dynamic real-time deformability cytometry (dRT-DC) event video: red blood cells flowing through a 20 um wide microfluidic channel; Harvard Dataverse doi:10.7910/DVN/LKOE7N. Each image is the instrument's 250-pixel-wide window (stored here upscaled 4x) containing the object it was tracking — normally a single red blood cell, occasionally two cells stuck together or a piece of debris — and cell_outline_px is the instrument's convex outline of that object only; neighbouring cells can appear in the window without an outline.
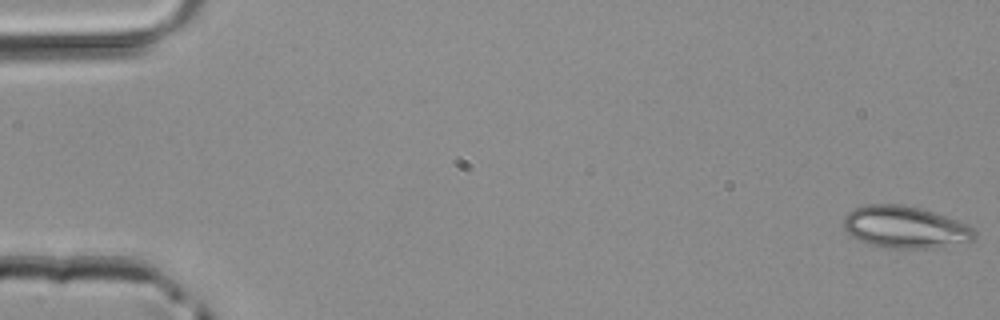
{"species": "common noctule bat (a hibernating species)", "species_latin": "Nyctalus noctula", "temperature_condition": "room temperature", "stored_images_in_passage": 47, "camera_frame_rate_fps": 3000, "um_per_image_px": 0.085, "animal": {"sex": "male", "body_mass_g": 20.4}, "frame": {"image": 1, "passage_image": 1, "time_ms": 0.0, "image_size_px": [1000, 320], "cell_outline_px": [[976, 240], [932, 248], [884, 248], [860, 240], [852, 236], [844, 228], [844, 216], [848, 212], [856, 208], [868, 204], [904, 204], [920, 208], [968, 224], [976, 232]], "centroid_in_image_um": [76.95, 19.31], "position_along_channel_um": 8.1, "area_um2": 31.91}}
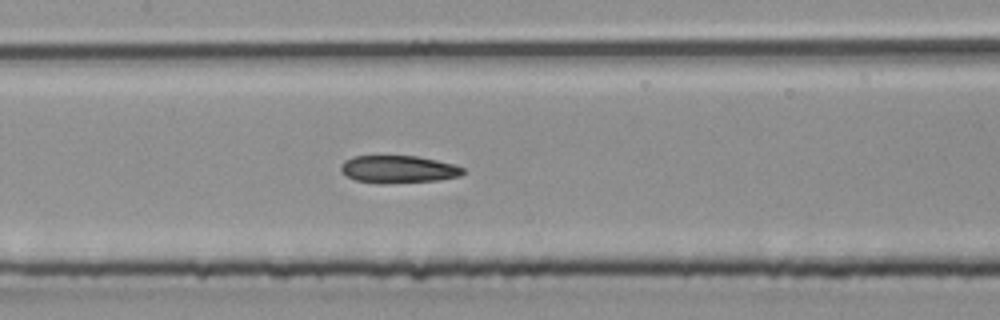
{"frame": {"image": 2, "passage_image": 23, "time_ms": 7.333, "image_size_px": [1000, 320], "cell_outline_px": [[464, 172], [460, 176], [440, 180], [384, 184], [380, 184], [356, 180], [348, 176], [340, 168], [340, 164], [344, 160], [352, 156], [416, 156], [456, 164], [464, 168]], "centroid_in_image_um": [33.88, 14.39], "position_along_channel_um": 173.5, "area_um2": 19.71}}
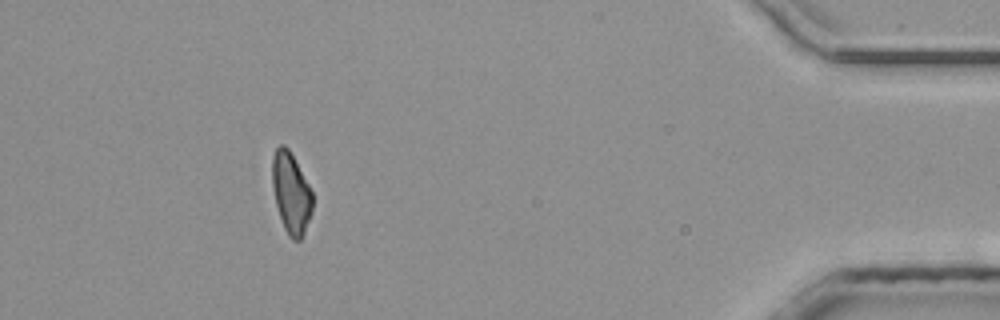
{"frame": {"image": 3, "passage_image": 43, "time_ms": 14.0, "image_size_px": [1000, 320], "cell_outline_px": [[312, 212], [304, 232], [300, 240], [292, 240], [288, 236], [284, 228], [276, 204], [272, 184], [272, 156], [276, 148], [280, 144], [284, 144], [288, 148], [308, 184], [312, 192]], "centroid_in_image_um": [24.73, 16.41], "position_along_channel_um": 410.5, "area_um2": 18.79}}